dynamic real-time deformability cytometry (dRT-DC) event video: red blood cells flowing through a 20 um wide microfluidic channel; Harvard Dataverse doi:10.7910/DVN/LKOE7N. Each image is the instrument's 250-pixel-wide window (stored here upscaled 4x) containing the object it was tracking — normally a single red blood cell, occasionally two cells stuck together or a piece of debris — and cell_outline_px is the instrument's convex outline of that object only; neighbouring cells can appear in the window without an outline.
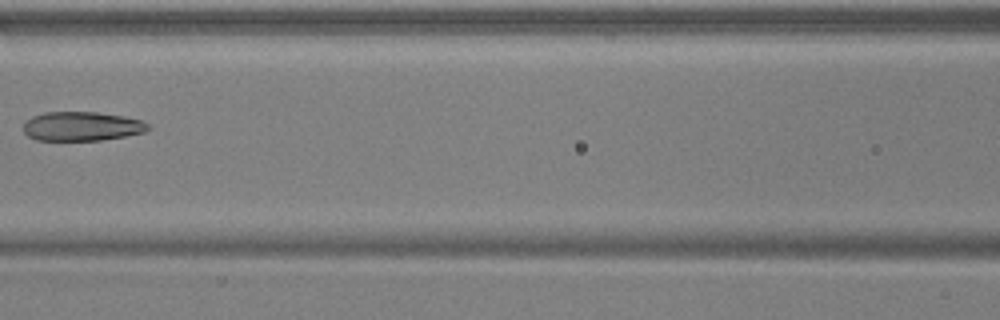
{"species": "common noctule bat (a hibernating species)", "species_latin": "Nyctalus noctula", "temperature_condition": "warm", "stored_images_in_passage": 6, "camera_frame_rate_fps": 3000, "um_per_image_px": 0.085, "animal": {"sex": "male", "body_mass_g": 17.9, "forearm_length_mm": 54.2}, "frame": {"image": 1, "passage_image": 4, "time_ms": 1.0, "image_size_px": [1000, 320], "cell_outline_px": [[152, 128], [144, 132], [124, 136], [100, 140], [36, 140], [28, 136], [24, 132], [24, 124], [32, 116], [44, 112], [96, 112], [124, 116], [140, 120], [148, 124]], "centroid_in_image_um": [6.95, 10.73], "position_along_channel_um": 159.6, "area_um2": 21.1}}